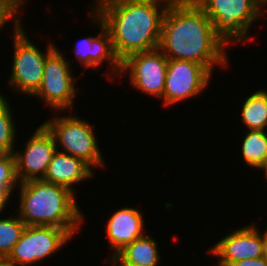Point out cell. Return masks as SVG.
Instances as JSON below:
<instances>
[{"label": "cell", "mask_w": 267, "mask_h": 266, "mask_svg": "<svg viewBox=\"0 0 267 266\" xmlns=\"http://www.w3.org/2000/svg\"><path fill=\"white\" fill-rule=\"evenodd\" d=\"M226 47L194 0H177L169 4L164 13L159 45L167 59L198 63L212 75L214 65L228 66Z\"/></svg>", "instance_id": "cell-1"}, {"label": "cell", "mask_w": 267, "mask_h": 266, "mask_svg": "<svg viewBox=\"0 0 267 266\" xmlns=\"http://www.w3.org/2000/svg\"><path fill=\"white\" fill-rule=\"evenodd\" d=\"M95 3L92 11L104 22L120 62L134 53L159 48L168 3L155 0H96Z\"/></svg>", "instance_id": "cell-2"}, {"label": "cell", "mask_w": 267, "mask_h": 266, "mask_svg": "<svg viewBox=\"0 0 267 266\" xmlns=\"http://www.w3.org/2000/svg\"><path fill=\"white\" fill-rule=\"evenodd\" d=\"M20 185V219L26 226H53L65 229L72 237L84 216L76 204L75 192L44 181L32 179ZM79 227V228H78Z\"/></svg>", "instance_id": "cell-3"}, {"label": "cell", "mask_w": 267, "mask_h": 266, "mask_svg": "<svg viewBox=\"0 0 267 266\" xmlns=\"http://www.w3.org/2000/svg\"><path fill=\"white\" fill-rule=\"evenodd\" d=\"M212 22L215 34L226 44L248 38L251 24L262 16L267 0H194ZM232 40V41H231Z\"/></svg>", "instance_id": "cell-4"}, {"label": "cell", "mask_w": 267, "mask_h": 266, "mask_svg": "<svg viewBox=\"0 0 267 266\" xmlns=\"http://www.w3.org/2000/svg\"><path fill=\"white\" fill-rule=\"evenodd\" d=\"M21 23V20L14 22L13 43L15 48L9 84L15 91L33 96L41 86L45 60L57 47L49 44L46 52L42 53L28 39Z\"/></svg>", "instance_id": "cell-5"}, {"label": "cell", "mask_w": 267, "mask_h": 266, "mask_svg": "<svg viewBox=\"0 0 267 266\" xmlns=\"http://www.w3.org/2000/svg\"><path fill=\"white\" fill-rule=\"evenodd\" d=\"M74 114L75 117L57 116L43 124L54 136L56 145L59 143V147L62 146L64 153L84 160L92 168L103 167L104 161L93 126Z\"/></svg>", "instance_id": "cell-6"}, {"label": "cell", "mask_w": 267, "mask_h": 266, "mask_svg": "<svg viewBox=\"0 0 267 266\" xmlns=\"http://www.w3.org/2000/svg\"><path fill=\"white\" fill-rule=\"evenodd\" d=\"M72 236L53 226H26L6 261L11 266L32 265L62 248Z\"/></svg>", "instance_id": "cell-7"}, {"label": "cell", "mask_w": 267, "mask_h": 266, "mask_svg": "<svg viewBox=\"0 0 267 266\" xmlns=\"http://www.w3.org/2000/svg\"><path fill=\"white\" fill-rule=\"evenodd\" d=\"M55 49L45 60L42 83L33 96L42 98L50 108L62 111L73 107L76 95L75 81L70 63Z\"/></svg>", "instance_id": "cell-8"}, {"label": "cell", "mask_w": 267, "mask_h": 266, "mask_svg": "<svg viewBox=\"0 0 267 266\" xmlns=\"http://www.w3.org/2000/svg\"><path fill=\"white\" fill-rule=\"evenodd\" d=\"M167 64L168 59L159 48L138 52L121 62L120 75L128 73L132 86L161 99L165 89Z\"/></svg>", "instance_id": "cell-9"}, {"label": "cell", "mask_w": 267, "mask_h": 266, "mask_svg": "<svg viewBox=\"0 0 267 266\" xmlns=\"http://www.w3.org/2000/svg\"><path fill=\"white\" fill-rule=\"evenodd\" d=\"M210 78L211 74L198 63L168 59L163 103L173 105L199 95L210 84Z\"/></svg>", "instance_id": "cell-10"}, {"label": "cell", "mask_w": 267, "mask_h": 266, "mask_svg": "<svg viewBox=\"0 0 267 266\" xmlns=\"http://www.w3.org/2000/svg\"><path fill=\"white\" fill-rule=\"evenodd\" d=\"M54 136L42 124L26 142L23 152L14 151L16 176L19 181L43 179L54 152L57 150Z\"/></svg>", "instance_id": "cell-11"}, {"label": "cell", "mask_w": 267, "mask_h": 266, "mask_svg": "<svg viewBox=\"0 0 267 266\" xmlns=\"http://www.w3.org/2000/svg\"><path fill=\"white\" fill-rule=\"evenodd\" d=\"M255 225L232 232L210 248L209 253L219 257L218 266H230L240 260L264 256L267 231L261 234Z\"/></svg>", "instance_id": "cell-12"}, {"label": "cell", "mask_w": 267, "mask_h": 266, "mask_svg": "<svg viewBox=\"0 0 267 266\" xmlns=\"http://www.w3.org/2000/svg\"><path fill=\"white\" fill-rule=\"evenodd\" d=\"M92 14V19L99 26L101 32L97 37L89 36L75 44L74 52L77 57L76 59L85 69L88 67L94 69L99 65L101 66L103 61L110 62L112 73L118 72L120 74L121 62L114 52L110 33L105 28L104 22L93 11Z\"/></svg>", "instance_id": "cell-13"}, {"label": "cell", "mask_w": 267, "mask_h": 266, "mask_svg": "<svg viewBox=\"0 0 267 266\" xmlns=\"http://www.w3.org/2000/svg\"><path fill=\"white\" fill-rule=\"evenodd\" d=\"M143 219L135 208L126 207L113 213L106 226V237L115 253L111 259L127 244L145 235Z\"/></svg>", "instance_id": "cell-14"}, {"label": "cell", "mask_w": 267, "mask_h": 266, "mask_svg": "<svg viewBox=\"0 0 267 266\" xmlns=\"http://www.w3.org/2000/svg\"><path fill=\"white\" fill-rule=\"evenodd\" d=\"M93 175V168L84 160L57 149L43 180L64 186L74 192L75 188H72V185L92 178Z\"/></svg>", "instance_id": "cell-15"}, {"label": "cell", "mask_w": 267, "mask_h": 266, "mask_svg": "<svg viewBox=\"0 0 267 266\" xmlns=\"http://www.w3.org/2000/svg\"><path fill=\"white\" fill-rule=\"evenodd\" d=\"M158 251L156 241L144 235L127 244L109 262L113 261L114 266H158Z\"/></svg>", "instance_id": "cell-16"}, {"label": "cell", "mask_w": 267, "mask_h": 266, "mask_svg": "<svg viewBox=\"0 0 267 266\" xmlns=\"http://www.w3.org/2000/svg\"><path fill=\"white\" fill-rule=\"evenodd\" d=\"M242 122L249 130L265 131L267 127V91L257 90L242 106Z\"/></svg>", "instance_id": "cell-17"}, {"label": "cell", "mask_w": 267, "mask_h": 266, "mask_svg": "<svg viewBox=\"0 0 267 266\" xmlns=\"http://www.w3.org/2000/svg\"><path fill=\"white\" fill-rule=\"evenodd\" d=\"M242 156L250 168L260 169L267 160V132L249 130L245 135L242 145Z\"/></svg>", "instance_id": "cell-18"}, {"label": "cell", "mask_w": 267, "mask_h": 266, "mask_svg": "<svg viewBox=\"0 0 267 266\" xmlns=\"http://www.w3.org/2000/svg\"><path fill=\"white\" fill-rule=\"evenodd\" d=\"M25 227V223L18 215L0 219V259L9 256Z\"/></svg>", "instance_id": "cell-19"}, {"label": "cell", "mask_w": 267, "mask_h": 266, "mask_svg": "<svg viewBox=\"0 0 267 266\" xmlns=\"http://www.w3.org/2000/svg\"><path fill=\"white\" fill-rule=\"evenodd\" d=\"M10 104L7 99L0 94V147L4 148L8 153L15 151L16 126L13 120V114L10 111Z\"/></svg>", "instance_id": "cell-20"}, {"label": "cell", "mask_w": 267, "mask_h": 266, "mask_svg": "<svg viewBox=\"0 0 267 266\" xmlns=\"http://www.w3.org/2000/svg\"><path fill=\"white\" fill-rule=\"evenodd\" d=\"M16 159L14 153H9L0 160V187H17Z\"/></svg>", "instance_id": "cell-21"}, {"label": "cell", "mask_w": 267, "mask_h": 266, "mask_svg": "<svg viewBox=\"0 0 267 266\" xmlns=\"http://www.w3.org/2000/svg\"><path fill=\"white\" fill-rule=\"evenodd\" d=\"M26 0H0V30L9 20H20L18 10ZM19 17V18H18Z\"/></svg>", "instance_id": "cell-22"}, {"label": "cell", "mask_w": 267, "mask_h": 266, "mask_svg": "<svg viewBox=\"0 0 267 266\" xmlns=\"http://www.w3.org/2000/svg\"><path fill=\"white\" fill-rule=\"evenodd\" d=\"M230 266H267V261L263 256L255 259L240 260L231 264Z\"/></svg>", "instance_id": "cell-23"}, {"label": "cell", "mask_w": 267, "mask_h": 266, "mask_svg": "<svg viewBox=\"0 0 267 266\" xmlns=\"http://www.w3.org/2000/svg\"><path fill=\"white\" fill-rule=\"evenodd\" d=\"M16 187H0V212L5 209L9 197L13 194Z\"/></svg>", "instance_id": "cell-24"}, {"label": "cell", "mask_w": 267, "mask_h": 266, "mask_svg": "<svg viewBox=\"0 0 267 266\" xmlns=\"http://www.w3.org/2000/svg\"><path fill=\"white\" fill-rule=\"evenodd\" d=\"M9 153L4 149L0 147V160L5 158Z\"/></svg>", "instance_id": "cell-25"}, {"label": "cell", "mask_w": 267, "mask_h": 266, "mask_svg": "<svg viewBox=\"0 0 267 266\" xmlns=\"http://www.w3.org/2000/svg\"><path fill=\"white\" fill-rule=\"evenodd\" d=\"M0 266H11L6 259H0Z\"/></svg>", "instance_id": "cell-26"}, {"label": "cell", "mask_w": 267, "mask_h": 266, "mask_svg": "<svg viewBox=\"0 0 267 266\" xmlns=\"http://www.w3.org/2000/svg\"><path fill=\"white\" fill-rule=\"evenodd\" d=\"M260 169H263V171L265 172L264 174L266 176L265 178L267 179V160H266V163Z\"/></svg>", "instance_id": "cell-27"}, {"label": "cell", "mask_w": 267, "mask_h": 266, "mask_svg": "<svg viewBox=\"0 0 267 266\" xmlns=\"http://www.w3.org/2000/svg\"><path fill=\"white\" fill-rule=\"evenodd\" d=\"M155 1L171 4L173 2H176L177 0H155Z\"/></svg>", "instance_id": "cell-28"}, {"label": "cell", "mask_w": 267, "mask_h": 266, "mask_svg": "<svg viewBox=\"0 0 267 266\" xmlns=\"http://www.w3.org/2000/svg\"><path fill=\"white\" fill-rule=\"evenodd\" d=\"M264 257H265V259L267 261V241H266V245H265Z\"/></svg>", "instance_id": "cell-29"}]
</instances>
